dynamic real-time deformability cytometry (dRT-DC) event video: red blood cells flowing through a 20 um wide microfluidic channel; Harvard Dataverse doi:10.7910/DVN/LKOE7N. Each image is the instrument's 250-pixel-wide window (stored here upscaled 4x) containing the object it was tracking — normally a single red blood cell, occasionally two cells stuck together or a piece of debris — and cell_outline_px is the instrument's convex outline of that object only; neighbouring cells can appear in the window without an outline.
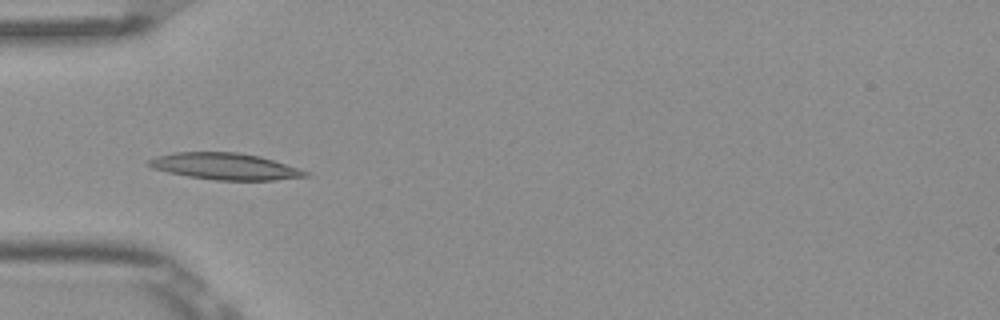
{"species": "Egyptian fruit bat (a non-hibernating species)", "species_latin": "Rousettus aegyptiacus", "temperature_condition": "room temperature", "stored_images_in_passage": 3, "camera_frame_rate_fps": 3000, "um_per_image_px": 0.085, "frame": {"image": 1, "passage_image": 2, "time_ms": 0.333, "image_size_px": [1000, 320], "cell_outline_px": [[312, 176], [272, 180], [216, 180], [188, 176], [168, 172], [152, 168], [144, 164], [148, 160], [156, 156], [176, 152], [240, 152], [260, 156], [300, 168], [308, 172]], "centroid_in_image_um": [19.13, 14.13], "position_along_channel_um": 65.9, "area_um2": 24.39}}
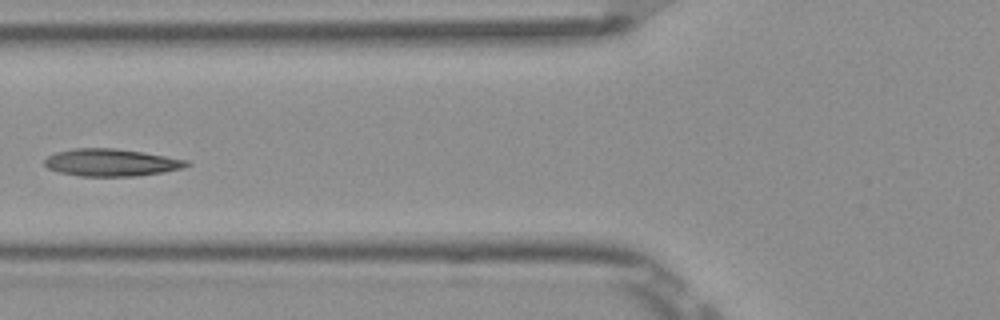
{"frame": {"image": 2, "passage_image": 3, "time_ms": 0.667, "image_size_px": [1000, 320], "cell_outline_px": [[192, 164], [184, 168], [136, 176], [80, 176], [60, 172], [48, 168], [44, 164], [44, 160], [48, 156], [56, 152], [76, 148], [116, 148], [144, 152], [188, 160]], "centroid_in_image_um": [9.47, 13.81], "position_along_channel_um": 116.3, "area_um2": 22.6}}